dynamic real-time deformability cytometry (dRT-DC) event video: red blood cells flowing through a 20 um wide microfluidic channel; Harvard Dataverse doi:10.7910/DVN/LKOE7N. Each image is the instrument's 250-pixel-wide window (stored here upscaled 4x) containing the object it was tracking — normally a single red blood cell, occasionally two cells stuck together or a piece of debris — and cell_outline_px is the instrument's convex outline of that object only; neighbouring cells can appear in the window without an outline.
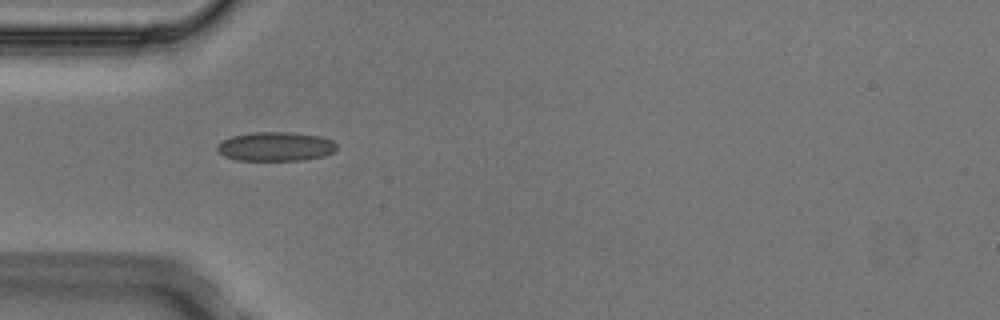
{"species": "Egyptian fruit bat (a non-hibernating species)", "species_latin": "Rousettus aegyptiacus", "temperature_condition": "cold", "stored_images_in_passage": 8, "camera_frame_rate_fps": 3000, "um_per_image_px": 0.085, "animal": {"sex": "male"}, "frame": {"image": 1, "passage_image": 4, "time_ms": 1.0, "image_size_px": [1000, 320], "cell_outline_px": [[336, 148], [332, 152], [324, 156], [304, 160], [236, 160], [224, 156], [216, 148], [216, 144], [232, 136], [252, 132], [288, 132], [320, 136], [332, 140], [336, 144]], "centroid_in_image_um": [23.41, 12.45], "position_along_channel_um": 61.6, "area_um2": 20.23}}
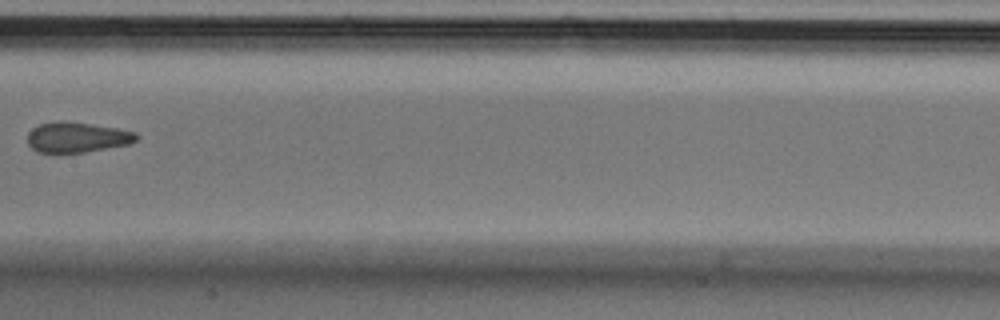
{"frame": {"image": 2, "passage_image": 7, "time_ms": 2.0, "image_size_px": [1000, 320], "cell_outline_px": [[140, 136], [136, 140], [128, 144], [84, 152], [60, 156], [36, 152], [28, 144], [28, 132], [32, 128], [40, 124], [60, 120], [92, 124], [116, 128], [136, 132]], "centroid_in_image_um": [6.49, 11.7], "position_along_channel_um": 200.9, "area_um2": 19.83}}
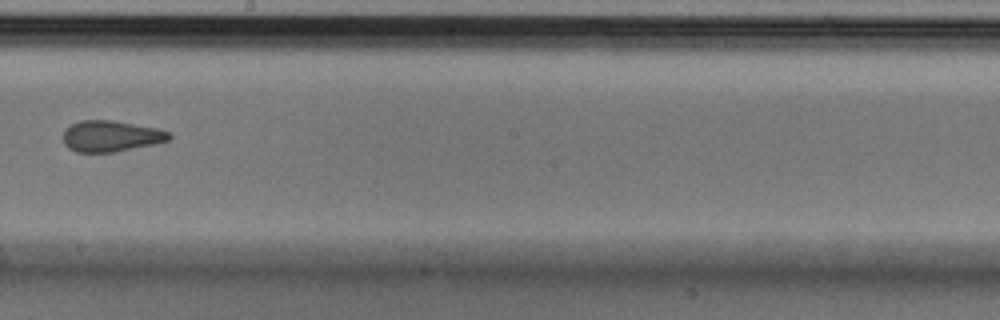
{"frame": {"image": 3, "passage_image": 8, "time_ms": 2.333, "image_size_px": [1000, 320], "cell_outline_px": [[172, 136], [168, 140], [156, 144], [112, 152], [76, 152], [68, 148], [64, 144], [64, 132], [72, 124], [80, 120], [116, 120], [160, 128], [172, 132]], "centroid_in_image_um": [9.49, 11.56], "position_along_channel_um": 238.7, "area_um2": 19.42}}